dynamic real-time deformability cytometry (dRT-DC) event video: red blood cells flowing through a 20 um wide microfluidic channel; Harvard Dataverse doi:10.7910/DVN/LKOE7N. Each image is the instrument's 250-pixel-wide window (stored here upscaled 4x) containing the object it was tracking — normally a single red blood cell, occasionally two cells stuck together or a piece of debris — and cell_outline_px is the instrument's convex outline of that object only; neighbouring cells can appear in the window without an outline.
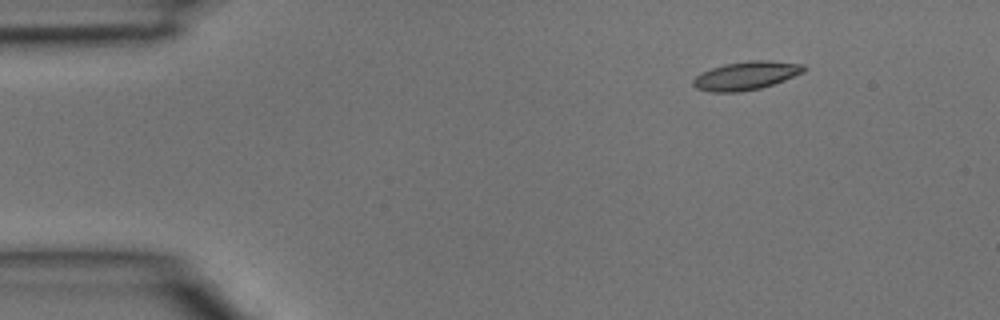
{"species": "common noctule bat (a hibernating species)", "species_latin": "Nyctalus noctula", "temperature_condition": "room temperature", "stored_images_in_passage": 4, "camera_frame_rate_fps": 3000, "um_per_image_px": 0.085, "animal": {"sex": "male", "body_mass_g": 15.6}, "frame": {"image": 1, "passage_image": 1, "time_ms": 0.0, "image_size_px": [1000, 320], "cell_outline_px": [[808, 68], [804, 72], [784, 80], [760, 88], [740, 92], [708, 92], [696, 88], [692, 84], [692, 80], [700, 72], [724, 64], [748, 60], [768, 60], [804, 64]], "centroid_in_image_um": [63.41, 6.42], "position_along_channel_um": 21.6, "area_um2": 18.5}}
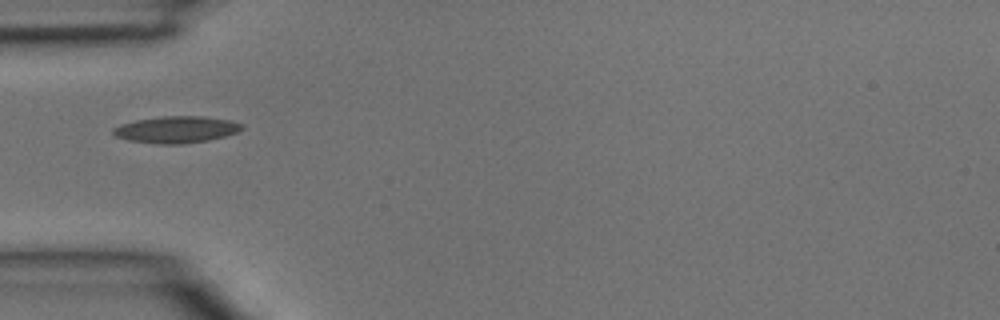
{"frame": {"image": 2, "passage_image": 3, "time_ms": 0.667, "image_size_px": [1000, 320], "cell_outline_px": [[244, 128], [236, 132], [224, 136], [208, 140], [180, 144], [156, 144], [128, 140], [116, 136], [112, 132], [112, 128], [120, 124], [136, 120], [164, 116], [204, 116], [228, 120], [244, 124]], "centroid_in_image_um": [14.97, 11.01], "position_along_channel_um": 70.0, "area_um2": 20.0}}
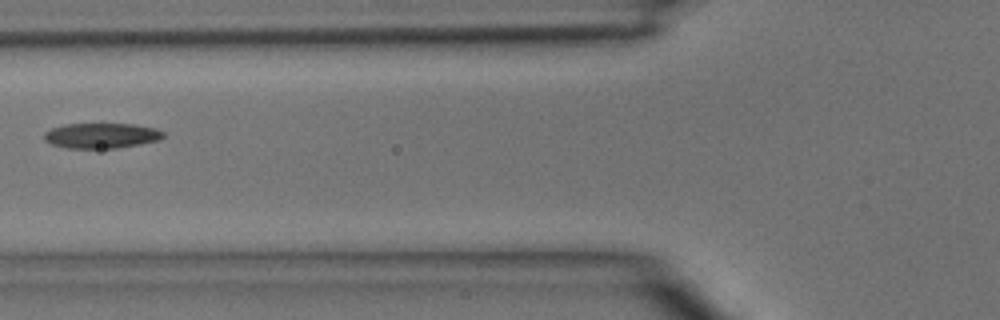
{"frame": {"image": 3, "passage_image": 4, "time_ms": 1.0, "image_size_px": [1000, 320], "cell_outline_px": [[164, 136], [160, 140], [140, 144], [116, 148], [68, 148], [52, 144], [44, 140], [44, 132], [52, 128], [64, 124], [132, 124], [156, 128], [164, 132]], "centroid_in_image_um": [8.63, 11.52], "position_along_channel_um": 117.2, "area_um2": 17.51}}